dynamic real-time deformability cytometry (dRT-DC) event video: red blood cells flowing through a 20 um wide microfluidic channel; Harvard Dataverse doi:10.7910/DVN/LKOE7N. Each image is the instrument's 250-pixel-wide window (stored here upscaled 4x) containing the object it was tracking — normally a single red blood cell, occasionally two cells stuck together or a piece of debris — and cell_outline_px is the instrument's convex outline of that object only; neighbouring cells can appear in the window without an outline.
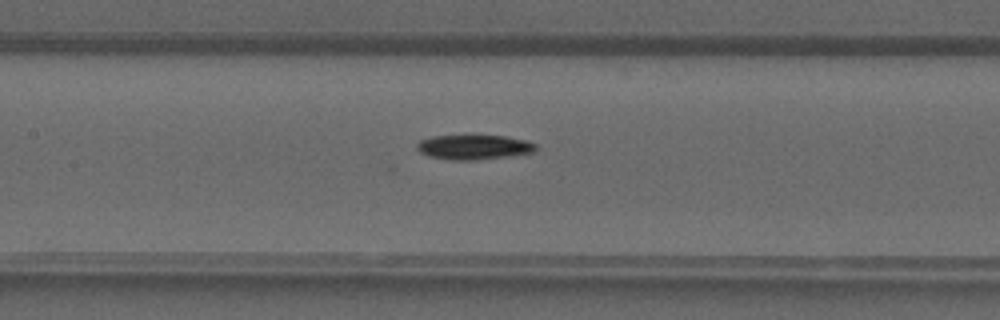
{"species": "common noctule bat (a hibernating species)", "species_latin": "Nyctalus noctula", "temperature_condition": "warm", "stored_images_in_passage": 36, "camera_frame_rate_fps": 3000, "um_per_image_px": 0.085, "animal": {"sex": "male", "forearm_length_mm": 52.5}, "frame": {"image": 1, "passage_image": 19, "time_ms": 6.0, "image_size_px": [1000, 320], "cell_outline_px": [[536, 152], [476, 160], [452, 160], [428, 156], [420, 152], [416, 148], [416, 144], [420, 140], [432, 136], [504, 136], [524, 140], [536, 144]], "centroid_in_image_um": [40.25, 12.51], "position_along_channel_um": 167.1, "area_um2": 16.94}}
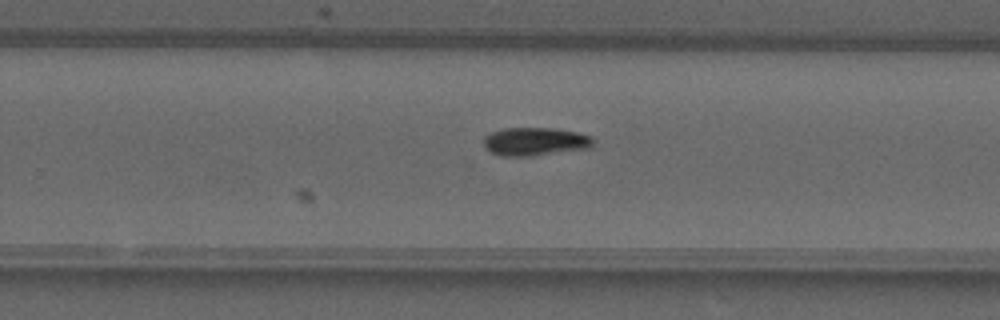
{"frame": {"image": 2, "passage_image": 26, "time_ms": 8.333, "image_size_px": [1000, 320], "cell_outline_px": [[592, 148], [532, 156], [500, 156], [484, 148], [484, 136], [492, 132], [504, 128], [556, 128], [580, 132], [592, 136]], "centroid_in_image_um": [45.5, 12.03], "position_along_channel_um": 284.3, "area_um2": 18.26}}
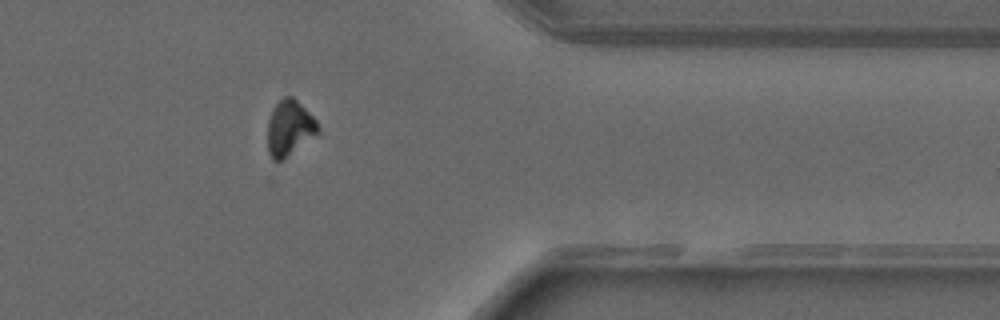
{"frame": {"image": 3, "passage_image": 33, "time_ms": 10.667, "image_size_px": [1000, 320], "cell_outline_px": [[320, 132], [280, 160], [272, 160], [268, 152], [268, 120], [272, 108], [284, 96], [292, 96], [316, 120], [320, 128]], "centroid_in_image_um": [24.59, 10.86], "position_along_channel_um": 386.8, "area_um2": 15.95}}